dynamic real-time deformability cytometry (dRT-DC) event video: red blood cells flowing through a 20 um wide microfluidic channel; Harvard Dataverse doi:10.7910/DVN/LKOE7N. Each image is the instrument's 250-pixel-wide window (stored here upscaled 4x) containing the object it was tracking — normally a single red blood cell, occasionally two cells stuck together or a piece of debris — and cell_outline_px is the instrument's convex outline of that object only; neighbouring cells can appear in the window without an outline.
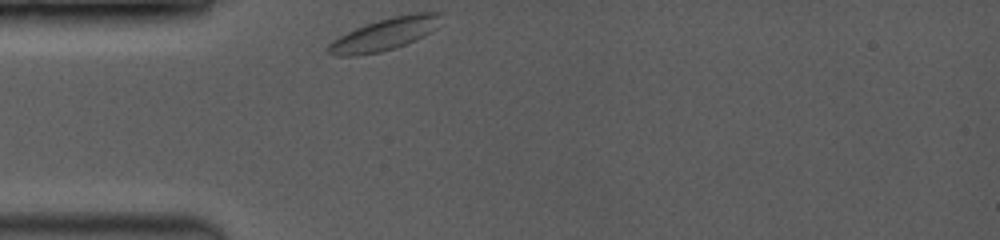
{"species": "common noctule bat (a hibernating species)", "species_latin": "Nyctalus noctula", "temperature_condition": "room temperature", "stored_images_in_passage": 20, "camera_frame_rate_fps": 3500, "um_per_image_px": 0.085, "animal": {"sex": "female", "body_mass_g": 19.0, "forearm_length_mm": 53.3}, "frame": {"image": 1, "passage_image": 1, "time_ms": 0.0, "image_size_px": [1000, 240], "cell_outline_px": [[440, 12], [436, 28], [424, 36], [416, 40], [396, 48], [380, 52], [356, 56], [332, 56], [324, 52], [324, 48], [332, 40], [364, 24], [392, 16], [412, 12]], "centroid_in_image_um": [32.61, 2.93], "position_along_channel_um": 52.4, "area_um2": 21.44}}
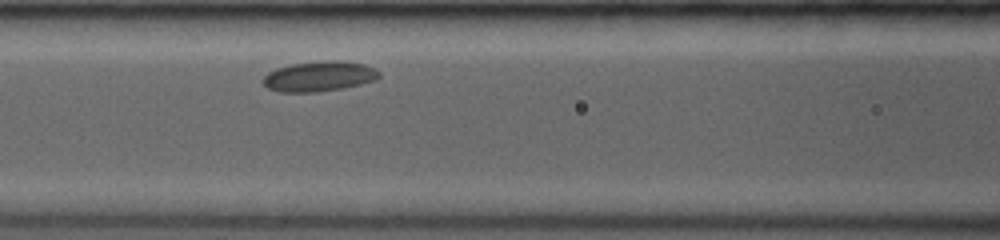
{"frame": {"image": 2, "passage_image": 14, "time_ms": 2.571, "image_size_px": [1000, 240], "cell_outline_px": [[380, 76], [376, 80], [344, 88], [316, 92], [280, 92], [268, 88], [260, 80], [268, 72], [276, 68], [292, 64], [324, 60], [340, 60], [364, 64], [380, 72]], "centroid_in_image_um": [27.11, 6.49], "position_along_channel_um": 139.5, "area_um2": 20.52}}
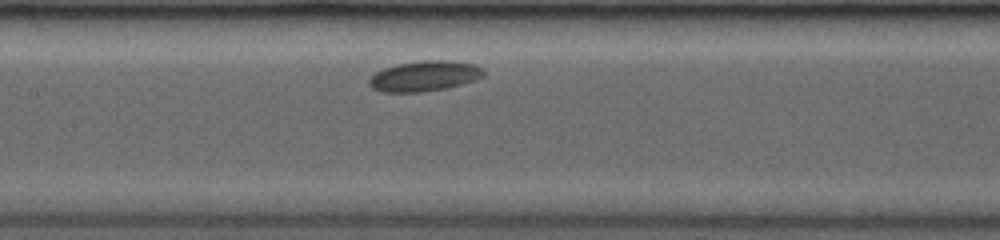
{"frame": {"image": 3, "passage_image": 18, "time_ms": 3.429, "image_size_px": [1000, 240], "cell_outline_px": [[484, 76], [476, 80], [448, 88], [420, 92], [380, 92], [372, 88], [368, 84], [368, 80], [376, 72], [384, 68], [396, 64], [424, 60], [452, 60], [476, 64], [484, 68]], "centroid_in_image_um": [36.11, 6.46], "position_along_channel_um": 171.3, "area_um2": 20.58}}